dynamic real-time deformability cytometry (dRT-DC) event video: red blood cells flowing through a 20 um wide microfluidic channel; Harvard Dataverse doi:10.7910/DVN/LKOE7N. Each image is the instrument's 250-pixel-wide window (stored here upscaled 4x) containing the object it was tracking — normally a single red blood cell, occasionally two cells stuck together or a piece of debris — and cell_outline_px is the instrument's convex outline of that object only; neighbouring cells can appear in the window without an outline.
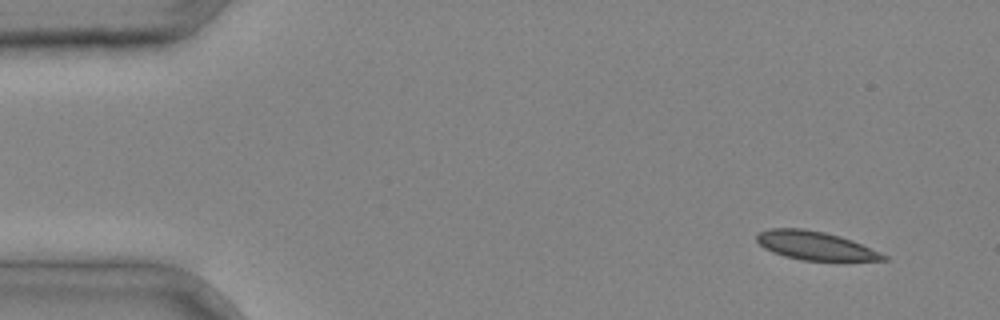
{"species": "common noctule bat (a hibernating species)", "species_latin": "Nyctalus noctula", "temperature_condition": "cold", "stored_images_in_passage": 3, "camera_frame_rate_fps": 3000, "um_per_image_px": 0.085, "animal": {"sex": "male", "body_mass_g": 20.4}, "frame": {"image": 1, "passage_image": 1, "time_ms": 0.0, "image_size_px": [1000, 320], "cell_outline_px": [[888, 260], [804, 260], [784, 256], [772, 252], [764, 248], [756, 240], [756, 236], [760, 232], [772, 228], [804, 228], [824, 232], [840, 236], [852, 240], [888, 256]], "centroid_in_image_um": [69.27, 20.87], "position_along_channel_um": 15.7, "area_um2": 20.81}}
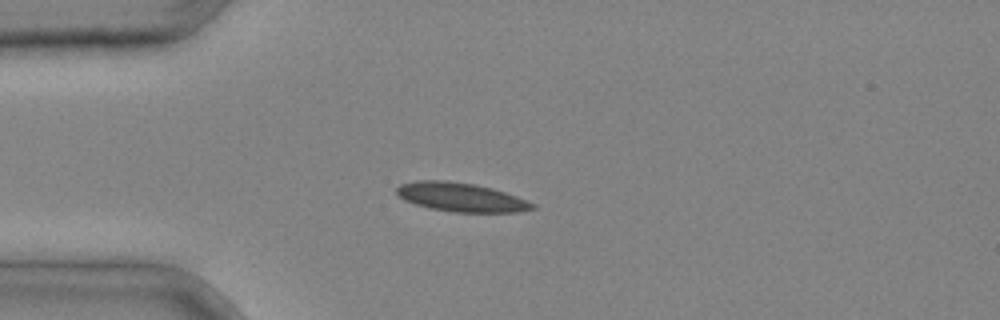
{"frame": {"image": 2, "passage_image": 3, "time_ms": 0.667, "image_size_px": [1000, 320], "cell_outline_px": [[536, 208], [516, 212], [452, 212], [428, 208], [404, 200], [396, 192], [396, 188], [400, 184], [416, 180], [448, 180], [476, 184], [492, 188], [516, 196], [536, 204]], "centroid_in_image_um": [39.17, 16.75], "position_along_channel_um": 45.8, "area_um2": 22.95}}